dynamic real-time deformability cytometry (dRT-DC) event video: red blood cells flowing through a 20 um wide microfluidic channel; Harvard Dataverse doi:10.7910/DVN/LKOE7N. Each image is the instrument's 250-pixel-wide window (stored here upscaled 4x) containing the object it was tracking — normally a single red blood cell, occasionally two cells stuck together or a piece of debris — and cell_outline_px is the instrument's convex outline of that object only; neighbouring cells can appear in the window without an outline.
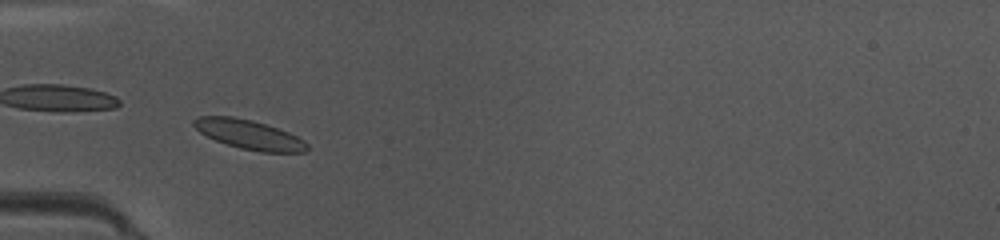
{"species": "common noctule bat (a hibernating species)", "species_latin": "Nyctalus noctula", "temperature_condition": "warm", "stored_images_in_passage": 48, "camera_frame_rate_fps": 3000, "um_per_image_px": 0.085, "animal": {"sex": "female", "body_mass_g": 10.0, "forearm_length_mm": 53.1}, "frame": {"image": 1, "passage_image": 16, "time_ms": 5.0, "image_size_px": [1000, 240], "cell_outline_px": [[308, 148], [304, 152], [260, 152], [240, 148], [216, 140], [200, 132], [192, 124], [192, 120], [200, 116], [232, 116], [252, 120], [288, 132], [304, 140], [308, 144]], "centroid_in_image_um": [21.17, 11.43], "position_along_channel_um": 63.8, "area_um2": 19.13}}
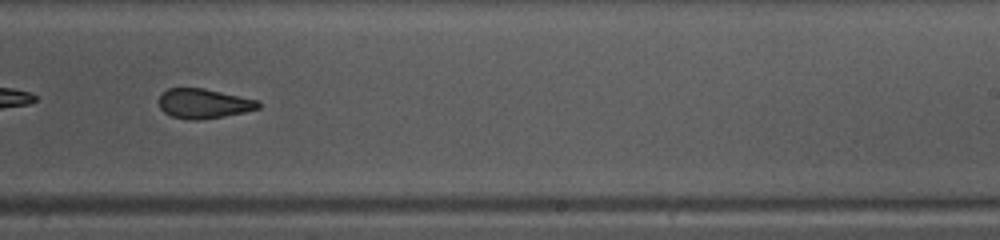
{"frame": {"image": 2, "passage_image": 31, "time_ms": 10.0, "image_size_px": [1000, 240], "cell_outline_px": [[260, 108], [244, 112], [224, 116], [196, 120], [188, 120], [172, 116], [164, 112], [160, 108], [160, 96], [168, 88], [204, 88], [260, 100]], "centroid_in_image_um": [17.35, 8.8], "position_along_channel_um": 271.7, "area_um2": 17.17}}
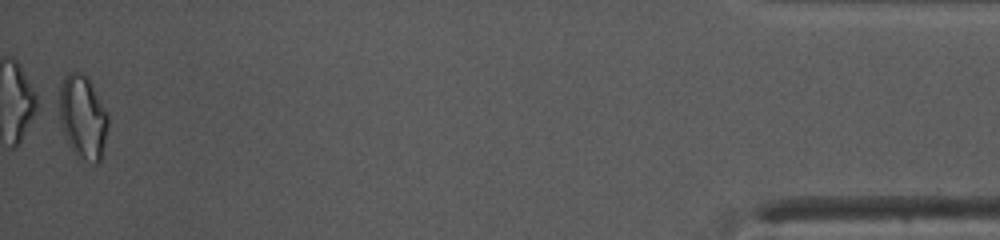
{"frame": {"image": 3, "passage_image": 48, "time_ms": 15.667, "image_size_px": [1000, 240], "cell_outline_px": [[108, 124], [100, 160], [96, 164], [76, 160], [68, 144], [60, 124], [60, 84], [64, 76], [68, 72], [84, 72], [88, 76], [108, 112]], "centroid_in_image_um": [7.04, 9.97], "position_along_channel_um": 428.2, "area_um2": 24.33}, "authors_computed_cell_mechanics": {"area_um2": 19.1318, "velocity_mm_per_s": 4.1824, "shape_relaxation_time_tau1_ms": null, "shape_relaxation_time_tau2_ms": 1.9467, "deformation_change_tau1": null, "deformation_change_tau2": 0.066}}